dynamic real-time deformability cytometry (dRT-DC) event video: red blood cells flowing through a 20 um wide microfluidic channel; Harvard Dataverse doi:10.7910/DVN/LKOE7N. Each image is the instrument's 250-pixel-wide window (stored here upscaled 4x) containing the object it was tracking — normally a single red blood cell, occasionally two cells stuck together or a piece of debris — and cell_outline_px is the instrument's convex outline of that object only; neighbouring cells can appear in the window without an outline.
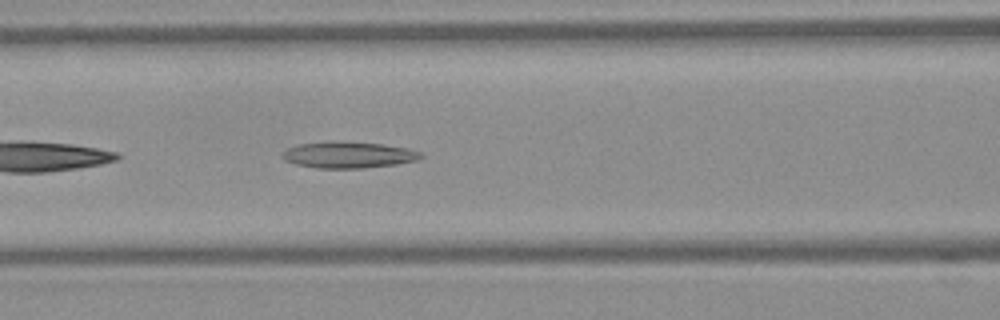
{"species": "Egyptian fruit bat (a non-hibernating species)", "species_latin": "Rousettus aegyptiacus", "temperature_condition": "warm", "stored_images_in_passage": 35, "camera_frame_rate_fps": 3000, "um_per_image_px": 0.085, "frame": {"image": 1, "passage_image": 7, "time_ms": 2.0, "image_size_px": [1000, 320], "cell_outline_px": [[424, 156], [416, 160], [396, 164], [364, 168], [316, 168], [296, 164], [284, 160], [280, 156], [288, 148], [300, 144], [332, 140], [384, 144], [408, 148], [420, 152]], "centroid_in_image_um": [29.61, 13.15], "position_along_channel_um": 137.0, "area_um2": 21.39}}
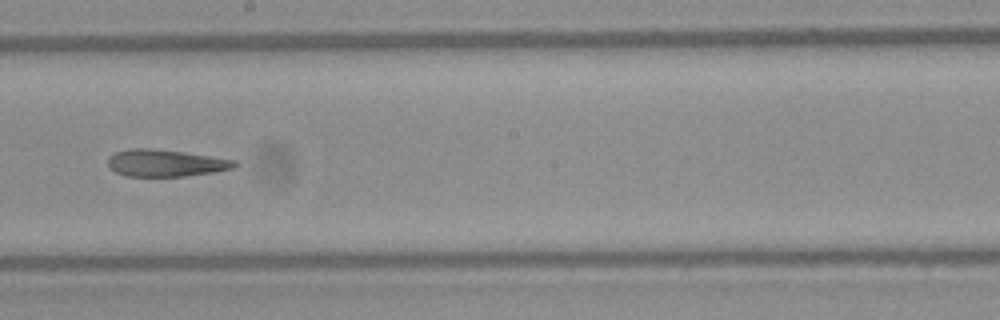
{"frame": {"image": 2, "passage_image": 14, "time_ms": 4.333, "image_size_px": [1000, 320], "cell_outline_px": [[236, 164], [232, 168], [212, 172], [184, 176], [128, 176], [116, 172], [108, 164], [108, 156], [116, 152], [128, 148], [152, 148], [184, 152], [236, 160]], "centroid_in_image_um": [14.04, 13.84], "position_along_channel_um": 234.2, "area_um2": 19.71}}
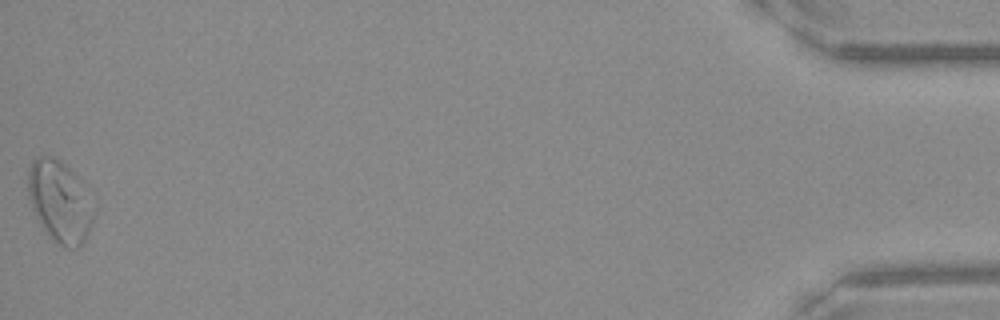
{"frame": {"image": 3, "passage_image": 35, "time_ms": 11.333, "image_size_px": [1000, 320], "cell_outline_px": [[92, 224], [80, 248], [68, 248], [52, 240], [44, 232], [32, 208], [28, 196], [28, 168], [32, 160], [40, 156], [52, 156], [60, 160], [76, 176], [92, 212]], "centroid_in_image_um": [4.99, 17.15], "position_along_channel_um": 430.2, "area_um2": 30.35}, "authors_computed_cell_mechanics": {"area_um2": 21.2126, "velocity_mm_per_s": 4.1708, "shape_relaxation_time_tau1_ms": null, "shape_relaxation_time_tau2_ms": 5.804, "deformation_change_tau1": null, "deformation_change_tau2": 0.1911}}